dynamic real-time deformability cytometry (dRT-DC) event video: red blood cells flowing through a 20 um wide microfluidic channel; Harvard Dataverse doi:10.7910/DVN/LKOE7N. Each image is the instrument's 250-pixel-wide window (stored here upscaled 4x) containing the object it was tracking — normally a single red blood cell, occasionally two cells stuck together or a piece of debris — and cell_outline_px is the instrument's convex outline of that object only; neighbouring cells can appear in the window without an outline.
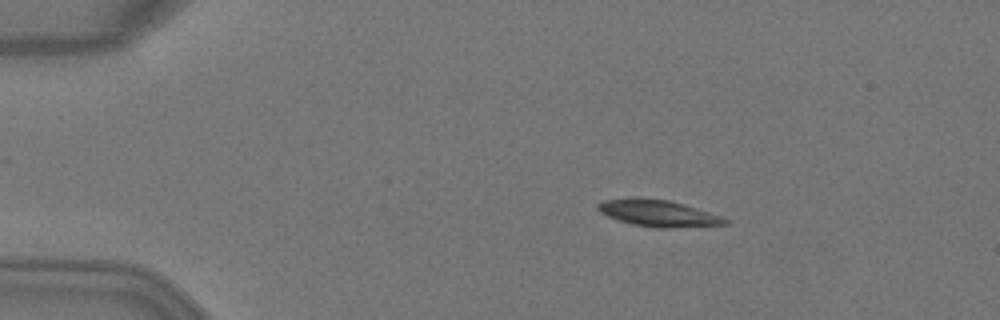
{"species": "Egyptian fruit bat (a non-hibernating species)", "species_latin": "Rousettus aegyptiacus", "temperature_condition": "warm", "stored_images_in_passage": 5, "camera_frame_rate_fps": 3000, "um_per_image_px": 0.085, "animal": {"sex": "female"}, "frame": {"image": 1, "passage_image": 2, "time_ms": 0.333, "image_size_px": [1000, 320], "cell_outline_px": [[728, 224], [672, 228], [660, 228], [632, 224], [608, 216], [600, 212], [596, 208], [596, 204], [604, 200], [632, 196], [636, 196], [668, 200], [724, 216], [728, 220]], "centroid_in_image_um": [55.92, 18.1], "position_along_channel_um": 29.1, "area_um2": 19.88}}
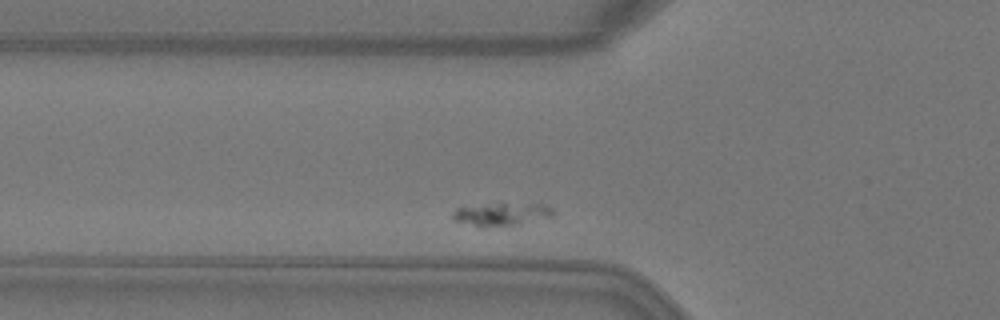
{"frame": {"image": 2, "passage_image": 5, "time_ms": 1.333, "image_size_px": [1000, 320], "cell_outline_px": [[556, 216], [516, 224], [480, 228], [452, 220], [452, 212], [456, 208], [496, 204], [544, 204], [552, 208], [556, 212]], "centroid_in_image_um": [42.63, 18.23], "position_along_channel_um": 83.2, "area_um2": 13.35}}